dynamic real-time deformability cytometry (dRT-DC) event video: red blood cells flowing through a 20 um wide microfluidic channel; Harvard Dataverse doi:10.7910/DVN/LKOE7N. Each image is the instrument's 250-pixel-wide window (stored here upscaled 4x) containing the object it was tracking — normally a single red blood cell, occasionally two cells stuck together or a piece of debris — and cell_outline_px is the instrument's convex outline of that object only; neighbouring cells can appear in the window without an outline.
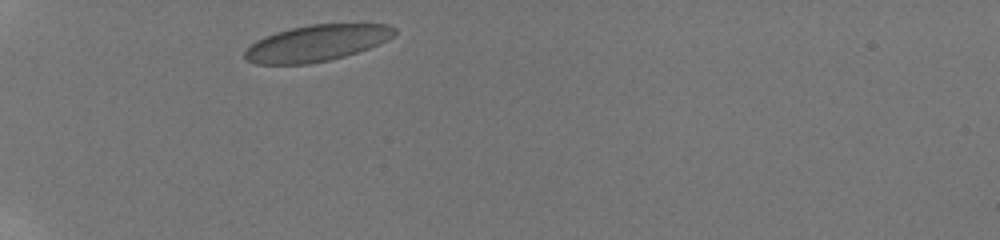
{"species": "human", "species_latin": "Homo sapiens", "temperature_condition": "room temperature", "stored_images_in_passage": 33, "camera_frame_rate_fps": 3000, "um_per_image_px": 0.085, "donor": {"sex": "male"}, "frame": {"image": 1, "passage_image": 1, "time_ms": 0.0, "image_size_px": [1000, 240], "cell_outline_px": [[396, 32], [388, 40], [368, 48], [344, 56], [328, 60], [308, 64], [256, 64], [244, 60], [244, 52], [256, 40], [264, 36], [276, 32], [308, 24], [388, 24], [396, 28]], "centroid_in_image_um": [26.89, 3.66], "position_along_channel_um": 58.1, "area_um2": 31.56}}
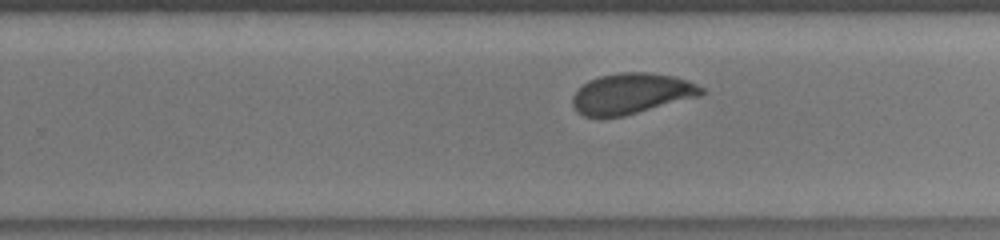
{"frame": {"image": 2, "passage_image": 19, "time_ms": 6.333, "image_size_px": [1000, 240], "cell_outline_px": [[708, 92], [704, 96], [624, 116], [584, 116], [576, 112], [572, 104], [572, 96], [576, 88], [588, 80], [600, 76], [620, 72], [648, 72], [672, 76], [688, 80], [704, 88]], "centroid_in_image_um": [53.71, 7.95], "position_along_channel_um": 276.1, "area_um2": 31.1}}
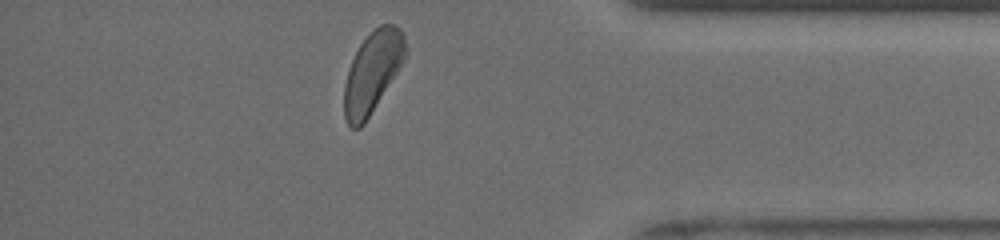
{"frame": {"image": 3, "passage_image": 32, "time_ms": 10.0, "image_size_px": [1000, 240], "cell_outline_px": [[408, 52], [396, 72], [364, 124], [360, 128], [352, 128], [348, 124], [344, 116], [344, 84], [352, 60], [360, 44], [380, 24], [392, 24], [400, 28], [404, 32], [408, 48]], "centroid_in_image_um": [31.67, 6.11], "position_along_channel_um": 403.5, "area_um2": 28.5}, "authors_computed_cell_mechanics": {"area_um2": 31.1542, "velocity_mm_per_s": 3.8933, "shape_relaxation_time_tau1_ms": 3.6534, "shape_relaxation_time_tau2_ms": null, "deformation_change_tau1": 0.0971, "deformation_change_tau2": null}}